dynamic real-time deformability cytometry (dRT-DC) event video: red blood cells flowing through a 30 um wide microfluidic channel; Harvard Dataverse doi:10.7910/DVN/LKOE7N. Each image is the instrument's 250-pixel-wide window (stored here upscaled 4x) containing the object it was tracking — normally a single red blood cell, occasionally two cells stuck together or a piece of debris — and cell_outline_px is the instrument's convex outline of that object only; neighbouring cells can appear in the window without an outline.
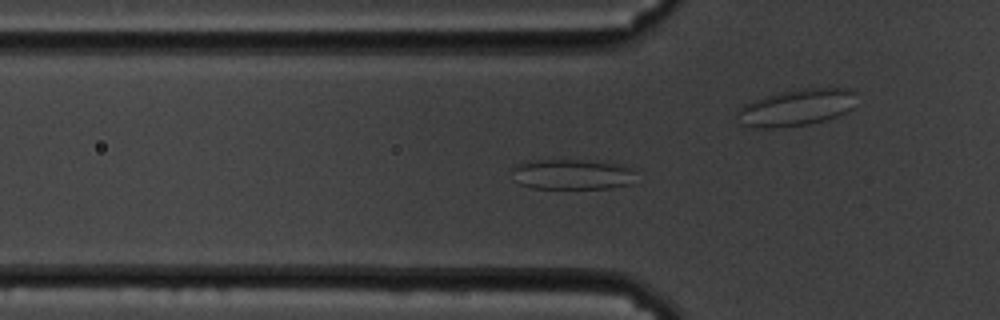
{"species": "common noctule bat (a hibernating species)", "species_latin": "Nyctalus noctula", "temperature_condition": "cold", "stored_images_in_passage": 60, "camera_frame_rate_fps": 3000, "um_per_image_px": 0.085, "animal": {"sex": "male", "body_mass_g": 19.5, "forearm_length_mm": 54.6}, "frame": {"image": 1, "passage_image": 20, "time_ms": 6.333, "image_size_px": [1000, 320], "cell_outline_px": [[632, 184], [612, 188], [532, 188], [520, 184], [512, 180], [512, 164], [524, 160], [584, 160], [616, 164], [628, 168], [632, 172]], "centroid_in_image_um": [48.48, 14.82], "position_along_channel_um": 77.3, "area_um2": 22.02}}
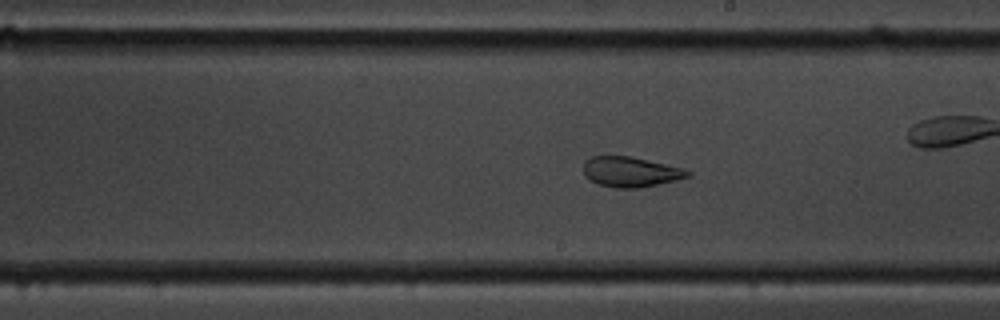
{"frame": {"image": 2, "passage_image": 34, "time_ms": 11.0, "image_size_px": [1000, 320], "cell_outline_px": [[692, 176], [660, 184], [640, 188], [616, 188], [600, 184], [588, 180], [584, 176], [584, 160], [592, 156], [632, 156], [684, 168], [692, 172]], "centroid_in_image_um": [53.62, 14.61], "position_along_channel_um": 235.4, "area_um2": 18.61}}
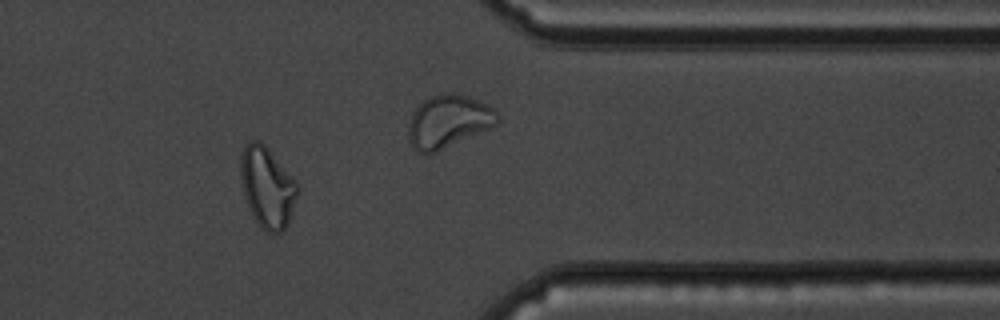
{"frame": {"image": 3, "passage_image": 49, "time_ms": 16.0, "image_size_px": [1000, 320], "cell_outline_px": [[300, 188], [288, 220], [284, 228], [280, 232], [268, 232], [252, 216], [248, 208], [244, 196], [240, 172], [240, 156], [244, 148], [252, 140], [260, 140], [268, 148], [300, 184]], "centroid_in_image_um": [22.72, 15.87], "position_along_channel_um": 388.7, "area_um2": 26.59}, "authors_computed_cell_mechanics": {"area_um2": 26.2123, "velocity_mm_per_s": 3.3847, "shape_relaxation_time_tau1_ms": null, "shape_relaxation_time_tau2_ms": 1.4567, "deformation_change_tau1": null, "deformation_change_tau2": 0.0775}}